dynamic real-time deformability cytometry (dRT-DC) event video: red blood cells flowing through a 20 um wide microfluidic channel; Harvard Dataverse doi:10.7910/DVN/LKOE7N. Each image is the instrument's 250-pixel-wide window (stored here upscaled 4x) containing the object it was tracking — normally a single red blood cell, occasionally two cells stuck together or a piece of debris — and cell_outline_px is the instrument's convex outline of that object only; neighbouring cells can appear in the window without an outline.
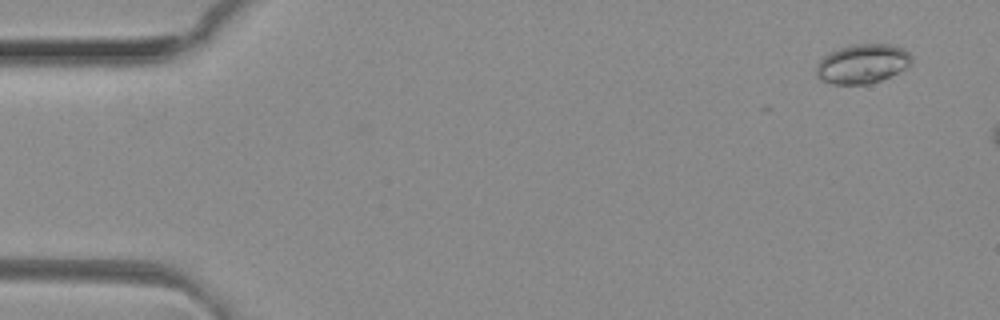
{"species": "common noctule bat (a hibernating species)", "species_latin": "Nyctalus noctula", "temperature_condition": "room temperature", "stored_images_in_passage": 14, "camera_frame_rate_fps": 3000, "um_per_image_px": 0.085, "animal": {"sex": "female", "body_mass_g": 29.2, "forearm_length_mm": 56.3}, "frame": {"image": 1, "passage_image": 3, "time_ms": 0.667, "image_size_px": [1000, 320], "cell_outline_px": [[912, 64], [880, 80], [864, 84], [832, 84], [820, 80], [816, 72], [816, 64], [828, 52], [840, 48], [856, 44], [888, 44], [900, 48], [908, 52], [912, 56]], "centroid_in_image_um": [73.27, 5.42], "position_along_channel_um": 11.7, "area_um2": 21.56}}